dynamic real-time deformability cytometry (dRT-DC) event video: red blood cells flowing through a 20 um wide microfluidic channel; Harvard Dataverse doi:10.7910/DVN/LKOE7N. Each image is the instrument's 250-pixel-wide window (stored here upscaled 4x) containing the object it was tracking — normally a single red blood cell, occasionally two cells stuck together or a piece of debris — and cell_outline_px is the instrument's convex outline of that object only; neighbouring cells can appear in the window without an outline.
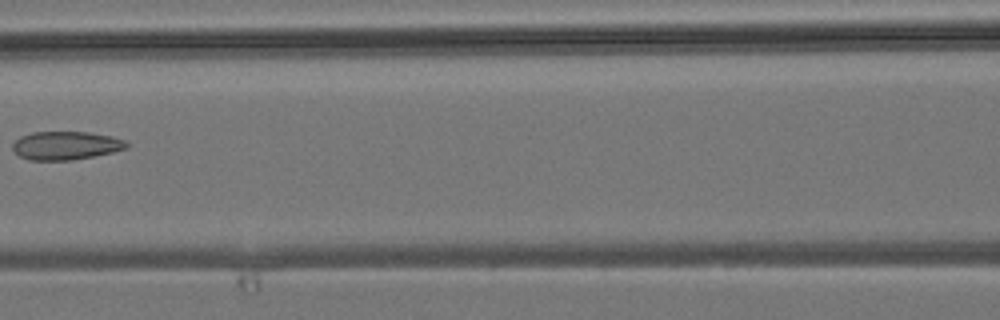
{"species": "common noctule bat (a hibernating species)", "species_latin": "Nyctalus noctula", "temperature_condition": "room temperature", "stored_images_in_passage": 6, "camera_frame_rate_fps": 3000, "um_per_image_px": 0.085, "animal": {"sex": "male", "body_mass_g": 19.2, "forearm_length_mm": 51.8}, "frame": {"image": 1, "passage_image": 6, "time_ms": 7.0, "image_size_px": [1000, 320], "cell_outline_px": [[128, 148], [112, 152], [72, 160], [28, 160], [20, 156], [12, 148], [12, 144], [20, 136], [32, 132], [88, 132], [112, 136], [124, 140], [128, 144]], "centroid_in_image_um": [5.58, 12.36], "position_along_channel_um": 161.0, "area_um2": 18.79}}